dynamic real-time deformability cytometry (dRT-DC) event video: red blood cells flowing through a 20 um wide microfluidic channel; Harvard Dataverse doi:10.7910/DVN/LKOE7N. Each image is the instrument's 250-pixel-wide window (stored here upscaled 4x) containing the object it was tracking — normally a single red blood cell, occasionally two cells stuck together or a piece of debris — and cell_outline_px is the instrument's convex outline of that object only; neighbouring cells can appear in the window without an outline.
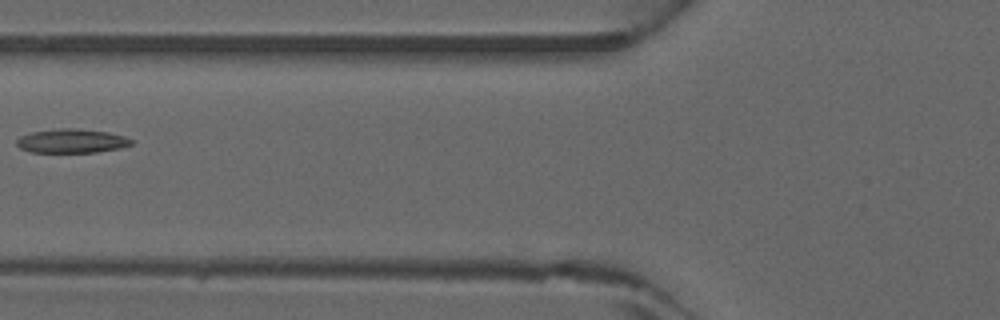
{"species": "common noctule bat (a hibernating species)", "species_latin": "Nyctalus noctula", "temperature_condition": "warm", "stored_images_in_passage": 5, "camera_frame_rate_fps": 3000, "um_per_image_px": 0.085, "animal": {"sex": "male", "forearm_length_mm": 52.5}, "frame": {"image": 1, "passage_image": 5, "time_ms": 1.333, "image_size_px": [1000, 320], "cell_outline_px": [[132, 144], [120, 148], [96, 152], [32, 152], [20, 148], [16, 144], [16, 140], [20, 136], [32, 132], [56, 128], [76, 128], [108, 132], [124, 136], [132, 140]], "centroid_in_image_um": [6.07, 11.97], "position_along_channel_um": 119.7, "area_um2": 16.01}}